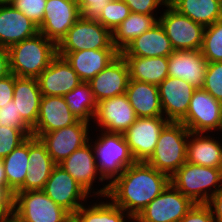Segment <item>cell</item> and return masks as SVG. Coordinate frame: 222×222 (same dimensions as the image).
<instances>
[{"mask_svg":"<svg viewBox=\"0 0 222 222\" xmlns=\"http://www.w3.org/2000/svg\"><path fill=\"white\" fill-rule=\"evenodd\" d=\"M170 183V177L146 162H135L110 185L106 197L134 219Z\"/></svg>","mask_w":222,"mask_h":222,"instance_id":"cell-1","label":"cell"},{"mask_svg":"<svg viewBox=\"0 0 222 222\" xmlns=\"http://www.w3.org/2000/svg\"><path fill=\"white\" fill-rule=\"evenodd\" d=\"M10 73L37 78L57 56V44L40 32L8 49Z\"/></svg>","mask_w":222,"mask_h":222,"instance_id":"cell-2","label":"cell"},{"mask_svg":"<svg viewBox=\"0 0 222 222\" xmlns=\"http://www.w3.org/2000/svg\"><path fill=\"white\" fill-rule=\"evenodd\" d=\"M98 131L100 135H97V139L92 141L89 137V141L92 143L98 172L102 179L106 180V184L110 185L127 167L136 161L123 134L110 133L104 130Z\"/></svg>","mask_w":222,"mask_h":222,"instance_id":"cell-3","label":"cell"},{"mask_svg":"<svg viewBox=\"0 0 222 222\" xmlns=\"http://www.w3.org/2000/svg\"><path fill=\"white\" fill-rule=\"evenodd\" d=\"M189 133L181 122L169 121L160 132L155 150L146 163L171 177L186 163Z\"/></svg>","mask_w":222,"mask_h":222,"instance_id":"cell-4","label":"cell"},{"mask_svg":"<svg viewBox=\"0 0 222 222\" xmlns=\"http://www.w3.org/2000/svg\"><path fill=\"white\" fill-rule=\"evenodd\" d=\"M170 183L194 203H207L222 188V169L184 163Z\"/></svg>","mask_w":222,"mask_h":222,"instance_id":"cell-5","label":"cell"},{"mask_svg":"<svg viewBox=\"0 0 222 222\" xmlns=\"http://www.w3.org/2000/svg\"><path fill=\"white\" fill-rule=\"evenodd\" d=\"M117 49L112 33L100 22L80 17L57 44V52Z\"/></svg>","mask_w":222,"mask_h":222,"instance_id":"cell-6","label":"cell"},{"mask_svg":"<svg viewBox=\"0 0 222 222\" xmlns=\"http://www.w3.org/2000/svg\"><path fill=\"white\" fill-rule=\"evenodd\" d=\"M13 212L23 222H65L70 213L57 205L43 190L16 192Z\"/></svg>","mask_w":222,"mask_h":222,"instance_id":"cell-7","label":"cell"},{"mask_svg":"<svg viewBox=\"0 0 222 222\" xmlns=\"http://www.w3.org/2000/svg\"><path fill=\"white\" fill-rule=\"evenodd\" d=\"M159 17L174 50H201L205 27L179 13L169 3Z\"/></svg>","mask_w":222,"mask_h":222,"instance_id":"cell-8","label":"cell"},{"mask_svg":"<svg viewBox=\"0 0 222 222\" xmlns=\"http://www.w3.org/2000/svg\"><path fill=\"white\" fill-rule=\"evenodd\" d=\"M190 132H222V102L203 89L193 92L186 116L180 121Z\"/></svg>","mask_w":222,"mask_h":222,"instance_id":"cell-9","label":"cell"},{"mask_svg":"<svg viewBox=\"0 0 222 222\" xmlns=\"http://www.w3.org/2000/svg\"><path fill=\"white\" fill-rule=\"evenodd\" d=\"M195 203L171 183L134 219V222H179Z\"/></svg>","mask_w":222,"mask_h":222,"instance_id":"cell-10","label":"cell"},{"mask_svg":"<svg viewBox=\"0 0 222 222\" xmlns=\"http://www.w3.org/2000/svg\"><path fill=\"white\" fill-rule=\"evenodd\" d=\"M58 165L68 172L91 197L94 195L96 198L98 196L100 198L107 196L109 190L108 184H102L103 187L100 189H94L93 187L96 179H98V183H105V181L98 172L90 141L76 149ZM91 192L93 193L92 195Z\"/></svg>","mask_w":222,"mask_h":222,"instance_id":"cell-11","label":"cell"},{"mask_svg":"<svg viewBox=\"0 0 222 222\" xmlns=\"http://www.w3.org/2000/svg\"><path fill=\"white\" fill-rule=\"evenodd\" d=\"M91 124L78 120L65 128L43 133L38 138L46 147L53 162L58 165L89 141Z\"/></svg>","mask_w":222,"mask_h":222,"instance_id":"cell-12","label":"cell"},{"mask_svg":"<svg viewBox=\"0 0 222 222\" xmlns=\"http://www.w3.org/2000/svg\"><path fill=\"white\" fill-rule=\"evenodd\" d=\"M169 121L165 117H137L124 133V138L136 162H146L153 154L160 132Z\"/></svg>","mask_w":222,"mask_h":222,"instance_id":"cell-13","label":"cell"},{"mask_svg":"<svg viewBox=\"0 0 222 222\" xmlns=\"http://www.w3.org/2000/svg\"><path fill=\"white\" fill-rule=\"evenodd\" d=\"M43 191L70 214H75L90 197L76 180L59 165H55L52 169Z\"/></svg>","mask_w":222,"mask_h":222,"instance_id":"cell-14","label":"cell"},{"mask_svg":"<svg viewBox=\"0 0 222 222\" xmlns=\"http://www.w3.org/2000/svg\"><path fill=\"white\" fill-rule=\"evenodd\" d=\"M39 32L56 44L81 17L76 0H47Z\"/></svg>","mask_w":222,"mask_h":222,"instance_id":"cell-15","label":"cell"},{"mask_svg":"<svg viewBox=\"0 0 222 222\" xmlns=\"http://www.w3.org/2000/svg\"><path fill=\"white\" fill-rule=\"evenodd\" d=\"M137 116L126 94L98 102L94 121L100 130L123 134L134 124Z\"/></svg>","mask_w":222,"mask_h":222,"instance_id":"cell-16","label":"cell"},{"mask_svg":"<svg viewBox=\"0 0 222 222\" xmlns=\"http://www.w3.org/2000/svg\"><path fill=\"white\" fill-rule=\"evenodd\" d=\"M158 90L164 117L168 121L180 122L188 112L196 89L182 79L168 76L158 85Z\"/></svg>","mask_w":222,"mask_h":222,"instance_id":"cell-17","label":"cell"},{"mask_svg":"<svg viewBox=\"0 0 222 222\" xmlns=\"http://www.w3.org/2000/svg\"><path fill=\"white\" fill-rule=\"evenodd\" d=\"M37 81L42 96L61 97L82 83L71 65L59 55L37 77Z\"/></svg>","mask_w":222,"mask_h":222,"instance_id":"cell-18","label":"cell"},{"mask_svg":"<svg viewBox=\"0 0 222 222\" xmlns=\"http://www.w3.org/2000/svg\"><path fill=\"white\" fill-rule=\"evenodd\" d=\"M130 80L126 60L120 54L88 83L97 102L126 93Z\"/></svg>","mask_w":222,"mask_h":222,"instance_id":"cell-19","label":"cell"},{"mask_svg":"<svg viewBox=\"0 0 222 222\" xmlns=\"http://www.w3.org/2000/svg\"><path fill=\"white\" fill-rule=\"evenodd\" d=\"M208 62L201 50H174L168 57V76L202 89Z\"/></svg>","mask_w":222,"mask_h":222,"instance_id":"cell-20","label":"cell"},{"mask_svg":"<svg viewBox=\"0 0 222 222\" xmlns=\"http://www.w3.org/2000/svg\"><path fill=\"white\" fill-rule=\"evenodd\" d=\"M37 33H39L38 26L12 4H0L1 48L8 49Z\"/></svg>","mask_w":222,"mask_h":222,"instance_id":"cell-21","label":"cell"},{"mask_svg":"<svg viewBox=\"0 0 222 222\" xmlns=\"http://www.w3.org/2000/svg\"><path fill=\"white\" fill-rule=\"evenodd\" d=\"M77 121L78 119L70 111L63 97L42 96L38 119L32 129V136L38 138L43 133L65 128Z\"/></svg>","mask_w":222,"mask_h":222,"instance_id":"cell-22","label":"cell"},{"mask_svg":"<svg viewBox=\"0 0 222 222\" xmlns=\"http://www.w3.org/2000/svg\"><path fill=\"white\" fill-rule=\"evenodd\" d=\"M57 55L65 58L82 82H89L113 62L120 52L117 49H98L57 52Z\"/></svg>","mask_w":222,"mask_h":222,"instance_id":"cell-23","label":"cell"},{"mask_svg":"<svg viewBox=\"0 0 222 222\" xmlns=\"http://www.w3.org/2000/svg\"><path fill=\"white\" fill-rule=\"evenodd\" d=\"M29 166L23 186L17 192L43 190L56 165L46 147L37 137H29Z\"/></svg>","mask_w":222,"mask_h":222,"instance_id":"cell-24","label":"cell"},{"mask_svg":"<svg viewBox=\"0 0 222 222\" xmlns=\"http://www.w3.org/2000/svg\"><path fill=\"white\" fill-rule=\"evenodd\" d=\"M173 51L164 28L158 22L130 42L120 54L123 57H169Z\"/></svg>","mask_w":222,"mask_h":222,"instance_id":"cell-25","label":"cell"},{"mask_svg":"<svg viewBox=\"0 0 222 222\" xmlns=\"http://www.w3.org/2000/svg\"><path fill=\"white\" fill-rule=\"evenodd\" d=\"M42 94L37 78L16 77L13 102L21 119L33 129L38 119Z\"/></svg>","mask_w":222,"mask_h":222,"instance_id":"cell-26","label":"cell"},{"mask_svg":"<svg viewBox=\"0 0 222 222\" xmlns=\"http://www.w3.org/2000/svg\"><path fill=\"white\" fill-rule=\"evenodd\" d=\"M208 134L189 133L186 162L222 169V142Z\"/></svg>","mask_w":222,"mask_h":222,"instance_id":"cell-27","label":"cell"},{"mask_svg":"<svg viewBox=\"0 0 222 222\" xmlns=\"http://www.w3.org/2000/svg\"><path fill=\"white\" fill-rule=\"evenodd\" d=\"M125 94L137 117H164L158 85L130 79Z\"/></svg>","mask_w":222,"mask_h":222,"instance_id":"cell-28","label":"cell"},{"mask_svg":"<svg viewBox=\"0 0 222 222\" xmlns=\"http://www.w3.org/2000/svg\"><path fill=\"white\" fill-rule=\"evenodd\" d=\"M131 80L159 85L168 77V57H123Z\"/></svg>","mask_w":222,"mask_h":222,"instance_id":"cell-29","label":"cell"},{"mask_svg":"<svg viewBox=\"0 0 222 222\" xmlns=\"http://www.w3.org/2000/svg\"><path fill=\"white\" fill-rule=\"evenodd\" d=\"M168 3L179 13L204 27L222 19L220 0H168Z\"/></svg>","mask_w":222,"mask_h":222,"instance_id":"cell-30","label":"cell"},{"mask_svg":"<svg viewBox=\"0 0 222 222\" xmlns=\"http://www.w3.org/2000/svg\"><path fill=\"white\" fill-rule=\"evenodd\" d=\"M156 14L130 13L112 32V44L121 52L130 42L159 22ZM156 16V17H155Z\"/></svg>","mask_w":222,"mask_h":222,"instance_id":"cell-31","label":"cell"},{"mask_svg":"<svg viewBox=\"0 0 222 222\" xmlns=\"http://www.w3.org/2000/svg\"><path fill=\"white\" fill-rule=\"evenodd\" d=\"M29 138L2 159L8 187L15 194L24 184L29 166Z\"/></svg>","mask_w":222,"mask_h":222,"instance_id":"cell-32","label":"cell"},{"mask_svg":"<svg viewBox=\"0 0 222 222\" xmlns=\"http://www.w3.org/2000/svg\"><path fill=\"white\" fill-rule=\"evenodd\" d=\"M68 108L78 120L90 123L94 121L98 102L88 82H82L68 94L63 96Z\"/></svg>","mask_w":222,"mask_h":222,"instance_id":"cell-33","label":"cell"},{"mask_svg":"<svg viewBox=\"0 0 222 222\" xmlns=\"http://www.w3.org/2000/svg\"><path fill=\"white\" fill-rule=\"evenodd\" d=\"M106 202H95L86 206L83 204L75 214L81 219L82 222H127L134 218L128 215L122 208L115 205L108 197H104ZM126 218V219H125ZM129 222V221H128Z\"/></svg>","mask_w":222,"mask_h":222,"instance_id":"cell-34","label":"cell"},{"mask_svg":"<svg viewBox=\"0 0 222 222\" xmlns=\"http://www.w3.org/2000/svg\"><path fill=\"white\" fill-rule=\"evenodd\" d=\"M201 52L207 62H222V19L205 27Z\"/></svg>","mask_w":222,"mask_h":222,"instance_id":"cell-35","label":"cell"},{"mask_svg":"<svg viewBox=\"0 0 222 222\" xmlns=\"http://www.w3.org/2000/svg\"><path fill=\"white\" fill-rule=\"evenodd\" d=\"M130 13L131 11L124 1L113 0L105 6L97 21L112 33Z\"/></svg>","mask_w":222,"mask_h":222,"instance_id":"cell-36","label":"cell"},{"mask_svg":"<svg viewBox=\"0 0 222 222\" xmlns=\"http://www.w3.org/2000/svg\"><path fill=\"white\" fill-rule=\"evenodd\" d=\"M202 89L222 102V62H208Z\"/></svg>","mask_w":222,"mask_h":222,"instance_id":"cell-37","label":"cell"},{"mask_svg":"<svg viewBox=\"0 0 222 222\" xmlns=\"http://www.w3.org/2000/svg\"><path fill=\"white\" fill-rule=\"evenodd\" d=\"M28 138L29 136L21 129L0 127V158L9 155Z\"/></svg>","mask_w":222,"mask_h":222,"instance_id":"cell-38","label":"cell"},{"mask_svg":"<svg viewBox=\"0 0 222 222\" xmlns=\"http://www.w3.org/2000/svg\"><path fill=\"white\" fill-rule=\"evenodd\" d=\"M17 128L24 131L29 137L32 129L21 119L13 100L0 108V127Z\"/></svg>","mask_w":222,"mask_h":222,"instance_id":"cell-39","label":"cell"},{"mask_svg":"<svg viewBox=\"0 0 222 222\" xmlns=\"http://www.w3.org/2000/svg\"><path fill=\"white\" fill-rule=\"evenodd\" d=\"M47 0H15L12 5L33 21L37 26L42 23Z\"/></svg>","mask_w":222,"mask_h":222,"instance_id":"cell-40","label":"cell"},{"mask_svg":"<svg viewBox=\"0 0 222 222\" xmlns=\"http://www.w3.org/2000/svg\"><path fill=\"white\" fill-rule=\"evenodd\" d=\"M113 0H76L80 16L85 19L97 20L105 6Z\"/></svg>","mask_w":222,"mask_h":222,"instance_id":"cell-41","label":"cell"},{"mask_svg":"<svg viewBox=\"0 0 222 222\" xmlns=\"http://www.w3.org/2000/svg\"><path fill=\"white\" fill-rule=\"evenodd\" d=\"M179 222H215V220L206 203H195Z\"/></svg>","mask_w":222,"mask_h":222,"instance_id":"cell-42","label":"cell"},{"mask_svg":"<svg viewBox=\"0 0 222 222\" xmlns=\"http://www.w3.org/2000/svg\"><path fill=\"white\" fill-rule=\"evenodd\" d=\"M132 13L155 14L159 7L167 5L168 0H122ZM156 9V10H155Z\"/></svg>","mask_w":222,"mask_h":222,"instance_id":"cell-43","label":"cell"},{"mask_svg":"<svg viewBox=\"0 0 222 222\" xmlns=\"http://www.w3.org/2000/svg\"><path fill=\"white\" fill-rule=\"evenodd\" d=\"M15 76L13 73H10L4 78L0 79V108L2 105H5L13 100L14 96V83Z\"/></svg>","mask_w":222,"mask_h":222,"instance_id":"cell-44","label":"cell"},{"mask_svg":"<svg viewBox=\"0 0 222 222\" xmlns=\"http://www.w3.org/2000/svg\"><path fill=\"white\" fill-rule=\"evenodd\" d=\"M206 204L210 207L215 222H222V188Z\"/></svg>","mask_w":222,"mask_h":222,"instance_id":"cell-45","label":"cell"},{"mask_svg":"<svg viewBox=\"0 0 222 222\" xmlns=\"http://www.w3.org/2000/svg\"><path fill=\"white\" fill-rule=\"evenodd\" d=\"M10 74L8 50L0 47V79Z\"/></svg>","mask_w":222,"mask_h":222,"instance_id":"cell-46","label":"cell"},{"mask_svg":"<svg viewBox=\"0 0 222 222\" xmlns=\"http://www.w3.org/2000/svg\"><path fill=\"white\" fill-rule=\"evenodd\" d=\"M12 213L13 202H0V222H5Z\"/></svg>","mask_w":222,"mask_h":222,"instance_id":"cell-47","label":"cell"},{"mask_svg":"<svg viewBox=\"0 0 222 222\" xmlns=\"http://www.w3.org/2000/svg\"><path fill=\"white\" fill-rule=\"evenodd\" d=\"M0 186L4 187L14 197V193L8 187L7 177L5 174V168L2 158H0Z\"/></svg>","mask_w":222,"mask_h":222,"instance_id":"cell-48","label":"cell"},{"mask_svg":"<svg viewBox=\"0 0 222 222\" xmlns=\"http://www.w3.org/2000/svg\"><path fill=\"white\" fill-rule=\"evenodd\" d=\"M14 197L4 188L0 186V202H13Z\"/></svg>","mask_w":222,"mask_h":222,"instance_id":"cell-49","label":"cell"},{"mask_svg":"<svg viewBox=\"0 0 222 222\" xmlns=\"http://www.w3.org/2000/svg\"><path fill=\"white\" fill-rule=\"evenodd\" d=\"M5 222H23L14 212L5 220Z\"/></svg>","mask_w":222,"mask_h":222,"instance_id":"cell-50","label":"cell"},{"mask_svg":"<svg viewBox=\"0 0 222 222\" xmlns=\"http://www.w3.org/2000/svg\"><path fill=\"white\" fill-rule=\"evenodd\" d=\"M65 222H82L81 219L76 214H70Z\"/></svg>","mask_w":222,"mask_h":222,"instance_id":"cell-51","label":"cell"},{"mask_svg":"<svg viewBox=\"0 0 222 222\" xmlns=\"http://www.w3.org/2000/svg\"><path fill=\"white\" fill-rule=\"evenodd\" d=\"M15 0H0V4H12Z\"/></svg>","mask_w":222,"mask_h":222,"instance_id":"cell-52","label":"cell"}]
</instances>
